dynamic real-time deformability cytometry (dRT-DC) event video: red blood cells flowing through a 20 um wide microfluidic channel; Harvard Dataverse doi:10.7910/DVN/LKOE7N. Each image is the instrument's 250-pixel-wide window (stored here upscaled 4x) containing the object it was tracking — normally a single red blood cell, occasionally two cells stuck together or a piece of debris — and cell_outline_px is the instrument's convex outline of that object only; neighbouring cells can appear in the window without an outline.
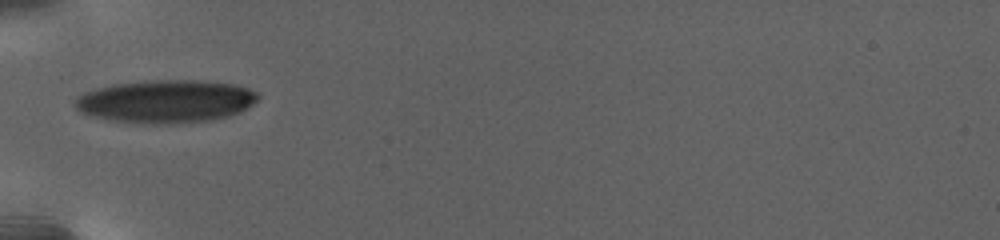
{"species": "human", "species_latin": "Homo sapiens", "temperature_condition": "warm", "stored_images_in_passage": 32, "camera_frame_rate_fps": 3000, "um_per_image_px": 0.085, "donor": {"sex": "female"}, "frame": {"image": 1, "passage_image": 1, "time_ms": 0.0, "image_size_px": [1000, 240], "cell_outline_px": [[260, 96], [248, 108], [240, 112], [228, 116], [212, 120], [172, 124], [152, 124], [108, 120], [80, 112], [76, 108], [76, 100], [84, 92], [96, 88], [116, 84], [156, 80], [192, 80], [232, 84], [248, 88], [256, 92]], "centroid_in_image_um": [14.12, 8.63], "position_along_channel_um": 70.9, "area_um2": 45.49}}
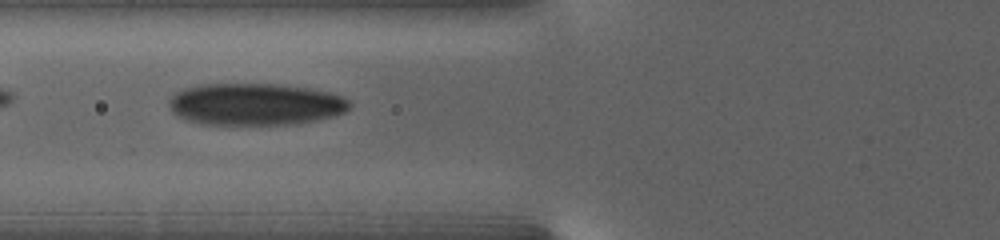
{"frame": {"image": 2, "passage_image": 9, "time_ms": 1.333, "image_size_px": [1000, 240], "cell_outline_px": [[352, 104], [344, 112], [336, 116], [320, 120], [300, 124], [232, 128], [200, 124], [176, 116], [172, 112], [168, 104], [168, 100], [176, 92], [184, 88], [200, 84], [284, 84], [312, 88], [344, 96], [352, 100]], "centroid_in_image_um": [21.72, 8.91], "position_along_channel_um": 104.1, "area_um2": 46.36}}
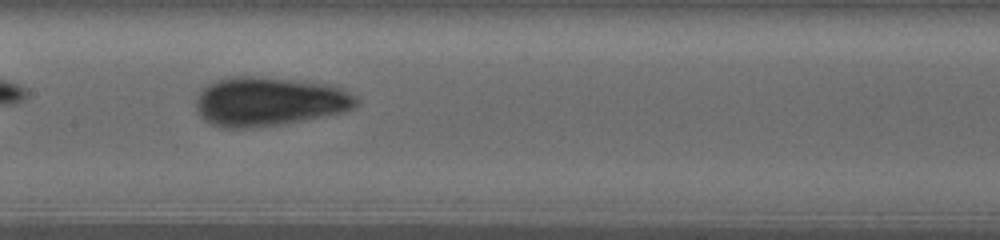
{"frame": {"image": 3, "passage_image": 31, "time_ms": 4.333, "image_size_px": [1000, 240], "cell_outline_px": [[360, 104], [344, 112], [304, 120], [280, 124], [244, 128], [220, 128], [204, 120], [196, 112], [196, 100], [200, 92], [208, 84], [216, 80], [232, 76], [252, 76], [300, 80], [336, 84], [360, 96]], "centroid_in_image_um": [22.95, 8.61], "position_along_channel_um": 184.5, "area_um2": 46.59}}